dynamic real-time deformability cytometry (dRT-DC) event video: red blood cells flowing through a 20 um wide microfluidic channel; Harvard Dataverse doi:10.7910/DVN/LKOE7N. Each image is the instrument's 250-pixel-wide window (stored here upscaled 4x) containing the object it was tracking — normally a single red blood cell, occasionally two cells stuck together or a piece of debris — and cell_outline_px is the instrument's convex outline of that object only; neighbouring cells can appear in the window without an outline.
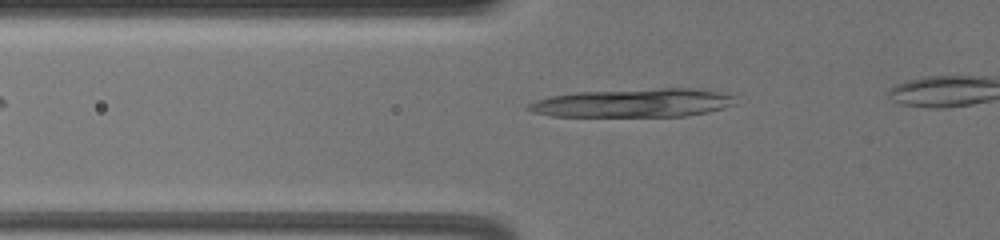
{"species": "common noctule bat (a hibernating species)", "species_latin": "Nyctalus noctula", "temperature_condition": "warm", "stored_images_in_passage": 37, "camera_frame_rate_fps": 3000, "um_per_image_px": 0.085, "animal": {"sex": "female", "body_mass_g": 19.5, "forearm_length_mm": 54.1}, "frame": {"image": 1, "passage_image": 5, "time_ms": 1.333, "image_size_px": [1000, 240], "cell_outline_px": [[736, 104], [724, 108], [708, 112], [684, 116], [552, 116], [532, 112], [524, 108], [528, 104], [536, 100], [552, 96], [576, 92], [660, 88], [692, 88], [716, 92], [732, 96]], "centroid_in_image_um": [53.79, 8.75], "position_along_channel_um": 72.0, "area_um2": 34.22}}
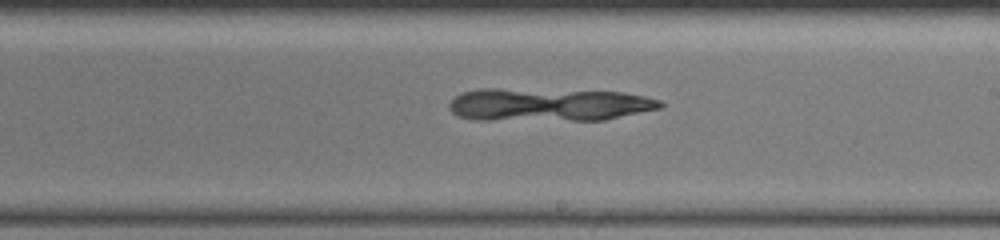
{"frame": {"image": 2, "passage_image": 20, "time_ms": 6.333, "image_size_px": [1000, 240], "cell_outline_px": [[664, 104], [660, 108], [604, 120], [472, 120], [456, 116], [448, 108], [448, 104], [456, 96], [464, 92], [480, 88], [500, 88], [624, 92], [644, 96], [660, 100]], "centroid_in_image_um": [46.59, 8.9], "position_along_channel_um": 242.4, "area_um2": 40.92}}
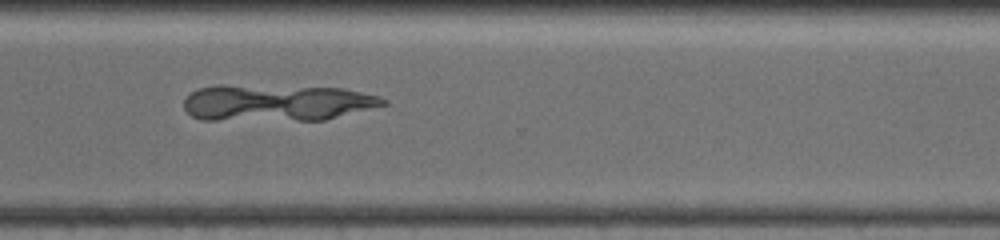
{"frame": {"image": 3, "passage_image": 29, "time_ms": 9.333, "image_size_px": [1000, 240], "cell_outline_px": [[388, 104], [324, 120], [200, 120], [192, 116], [184, 108], [184, 100], [192, 92], [200, 88], [216, 84], [224, 84], [344, 88], [380, 96], [388, 100]], "centroid_in_image_um": [23.52, 8.73], "position_along_channel_um": 347.1, "area_um2": 42.89}}